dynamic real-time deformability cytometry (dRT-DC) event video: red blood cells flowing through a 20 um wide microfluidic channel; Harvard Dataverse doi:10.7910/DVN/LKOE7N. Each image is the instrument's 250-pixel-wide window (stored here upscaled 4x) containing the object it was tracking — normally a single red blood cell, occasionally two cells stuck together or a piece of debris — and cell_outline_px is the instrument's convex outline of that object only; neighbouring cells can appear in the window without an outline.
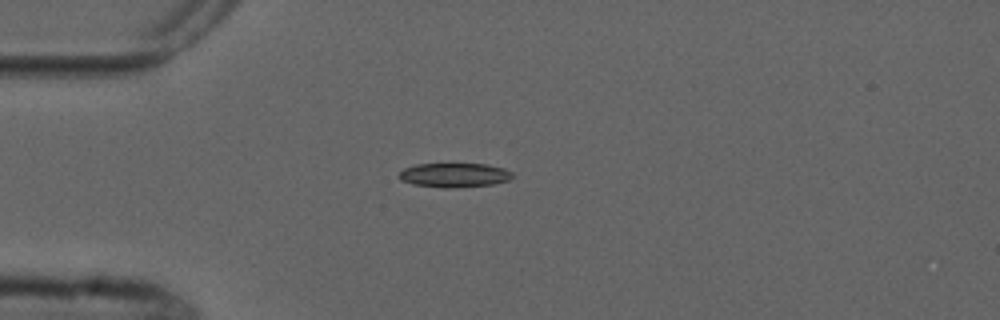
{"species": "common noctule bat (a hibernating species)", "species_latin": "Nyctalus noctula", "temperature_condition": "cold", "stored_images_in_passage": 4, "camera_frame_rate_fps": 3000, "um_per_image_px": 0.085, "animal": {"sex": "male", "forearm_length_mm": 52.5}, "frame": {"image": 1, "passage_image": 4, "time_ms": 4.667, "image_size_px": [1000, 320], "cell_outline_px": [[512, 176], [508, 180], [492, 184], [448, 188], [444, 188], [412, 184], [400, 180], [400, 172], [404, 168], [416, 164], [488, 164], [504, 168], [512, 172]], "centroid_in_image_um": [38.61, 14.88], "position_along_channel_um": 46.4, "area_um2": 15.9}}